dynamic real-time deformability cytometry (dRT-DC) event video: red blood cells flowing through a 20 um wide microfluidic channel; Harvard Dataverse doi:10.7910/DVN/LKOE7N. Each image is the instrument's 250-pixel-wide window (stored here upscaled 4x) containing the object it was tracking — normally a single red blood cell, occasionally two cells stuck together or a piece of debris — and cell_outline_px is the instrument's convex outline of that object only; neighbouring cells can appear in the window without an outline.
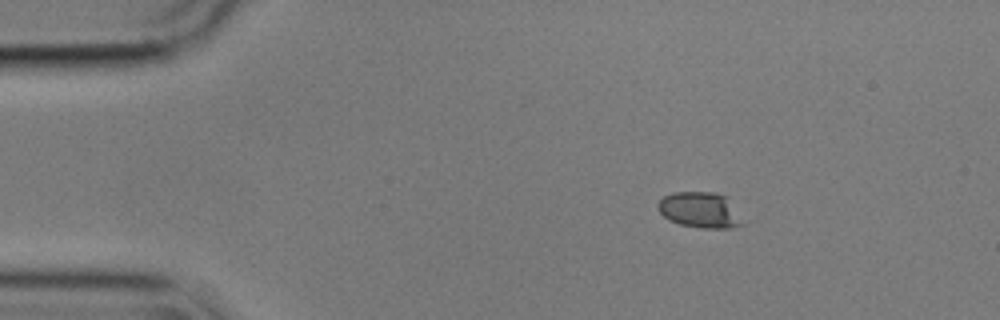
{"species": "common noctule bat (a hibernating species)", "species_latin": "Nyctalus noctula", "temperature_condition": "cold", "stored_images_in_passage": 40, "camera_frame_rate_fps": 3000, "um_per_image_px": 0.085, "animal": {"sex": "male", "body_mass_g": 17.9}, "frame": {"image": 1, "passage_image": 1, "time_ms": 0.0, "image_size_px": [1000, 320], "cell_outline_px": [[744, 224], [732, 228], [700, 228], [680, 224], [668, 220], [656, 208], [656, 204], [664, 196], [672, 192], [716, 192], [728, 196]], "centroid_in_image_um": [59.49, 17.84], "position_along_channel_um": 25.5, "area_um2": 17.86}}
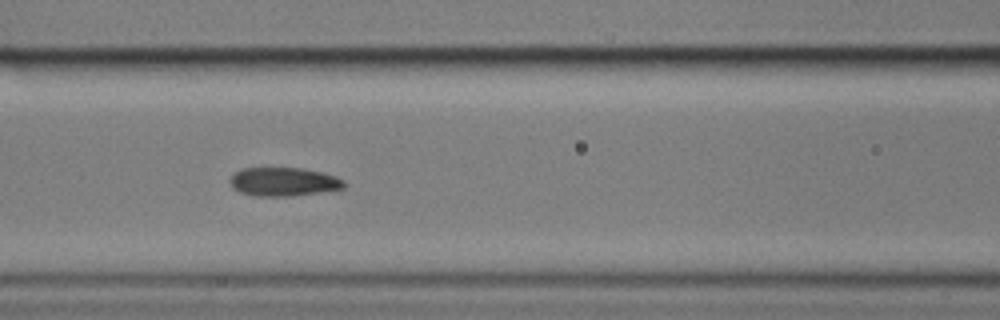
{"frame": {"image": 2, "passage_image": 19, "time_ms": 6.0, "image_size_px": [1000, 320], "cell_outline_px": [[344, 188], [320, 192], [292, 196], [256, 196], [240, 192], [232, 188], [232, 176], [236, 172], [244, 168], [304, 168], [324, 172], [336, 176], [344, 180]], "centroid_in_image_um": [24.15, 15.45], "position_along_channel_um": 142.5, "area_um2": 18.96}}
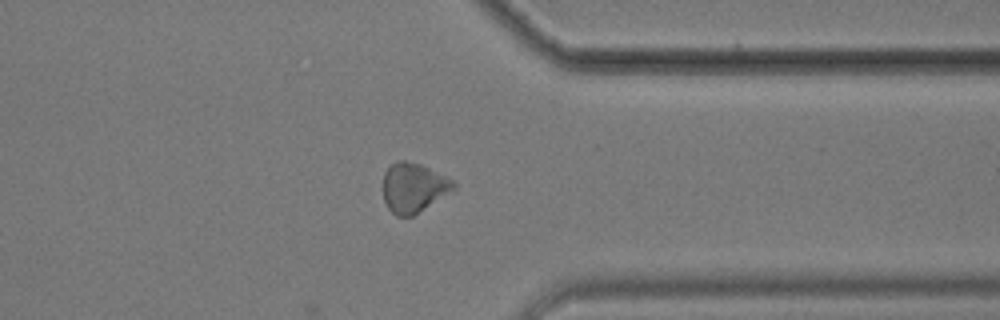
{"frame": {"image": 3, "passage_image": 40, "time_ms": 13.0, "image_size_px": [1000, 320], "cell_outline_px": [[456, 188], [452, 192], [412, 216], [396, 216], [388, 208], [384, 200], [384, 172], [396, 160], [404, 160], [420, 164], [452, 180], [456, 184]], "centroid_in_image_um": [35.15, 15.95], "position_along_channel_um": 376.2, "area_um2": 20.17}, "authors_computed_cell_mechanics": {"area_um2": 19.5653, "velocity_mm_per_s": 3.387, "shape_relaxation_time_tau1_ms": 2.3034, "shape_relaxation_time_tau2_ms": 3.586, "deformation_change_tau1": 0.0629, "deformation_change_tau2": 0.061}}